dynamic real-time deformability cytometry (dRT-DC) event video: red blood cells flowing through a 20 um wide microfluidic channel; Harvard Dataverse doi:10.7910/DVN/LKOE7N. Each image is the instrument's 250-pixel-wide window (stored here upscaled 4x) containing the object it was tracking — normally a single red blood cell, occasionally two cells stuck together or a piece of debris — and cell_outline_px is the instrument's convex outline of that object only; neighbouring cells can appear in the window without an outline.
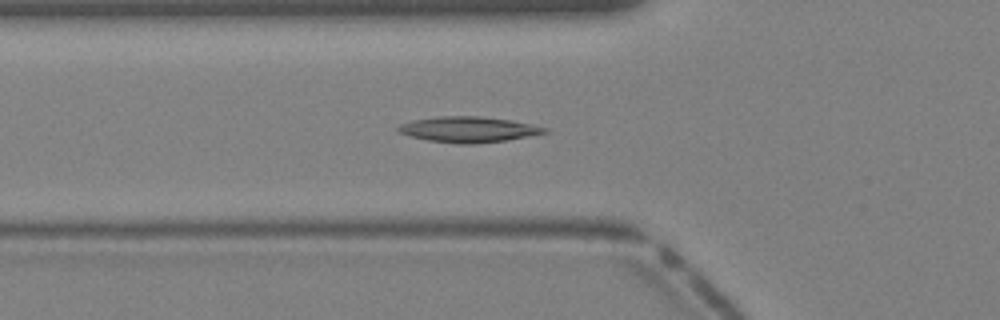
{"species": "Egyptian fruit bat (a non-hibernating species)", "species_latin": "Rousettus aegyptiacus", "temperature_condition": "warm", "stored_images_in_passage": 39, "camera_frame_rate_fps": 3000, "um_per_image_px": 0.085, "animal": {"sex": "female"}, "frame": {"image": 1, "passage_image": 13, "time_ms": 4.0, "image_size_px": [1000, 320], "cell_outline_px": [[552, 132], [508, 140], [476, 144], [456, 144], [428, 140], [408, 136], [400, 132], [396, 128], [400, 124], [412, 120], [436, 116], [480, 116], [512, 120], [532, 124], [548, 128]], "centroid_in_image_um": [39.86, 11.0], "position_along_channel_um": 85.9, "area_um2": 22.25}}
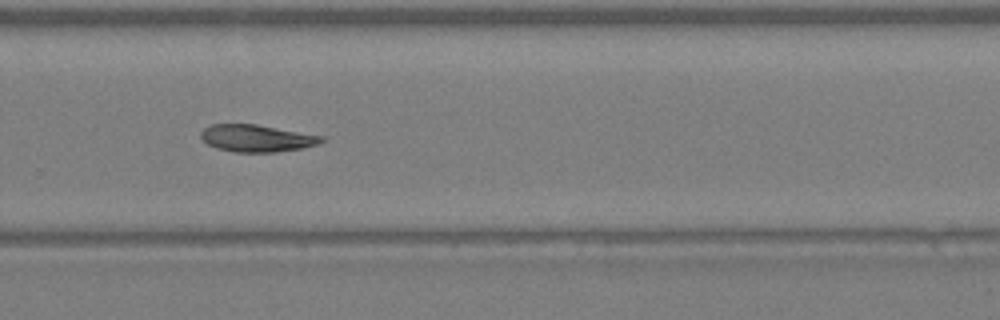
{"frame": {"image": 2, "passage_image": 26, "time_ms": 8.333, "image_size_px": [1000, 320], "cell_outline_px": [[324, 140], [316, 144], [300, 148], [276, 152], [236, 152], [216, 148], [208, 144], [200, 136], [200, 132], [208, 124], [256, 124], [324, 136]], "centroid_in_image_um": [21.78, 11.74], "position_along_channel_um": 308.0, "area_um2": 18.96}}
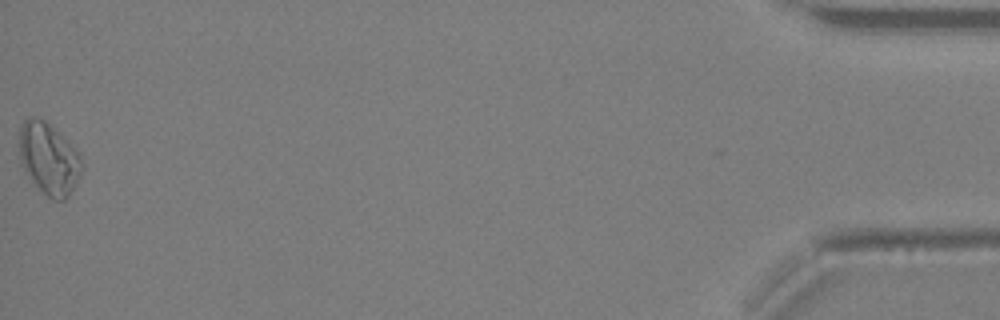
{"frame": {"image": 3, "passage_image": 39, "time_ms": 12.667, "image_size_px": [1000, 320], "cell_outline_px": [[84, 168], [76, 184], [68, 196], [64, 200], [52, 200], [32, 180], [20, 164], [20, 128], [24, 120], [28, 116], [36, 116], [44, 120], [80, 152]], "centroid_in_image_um": [4.18, 13.47], "position_along_channel_um": 431.0, "area_um2": 26.07}}